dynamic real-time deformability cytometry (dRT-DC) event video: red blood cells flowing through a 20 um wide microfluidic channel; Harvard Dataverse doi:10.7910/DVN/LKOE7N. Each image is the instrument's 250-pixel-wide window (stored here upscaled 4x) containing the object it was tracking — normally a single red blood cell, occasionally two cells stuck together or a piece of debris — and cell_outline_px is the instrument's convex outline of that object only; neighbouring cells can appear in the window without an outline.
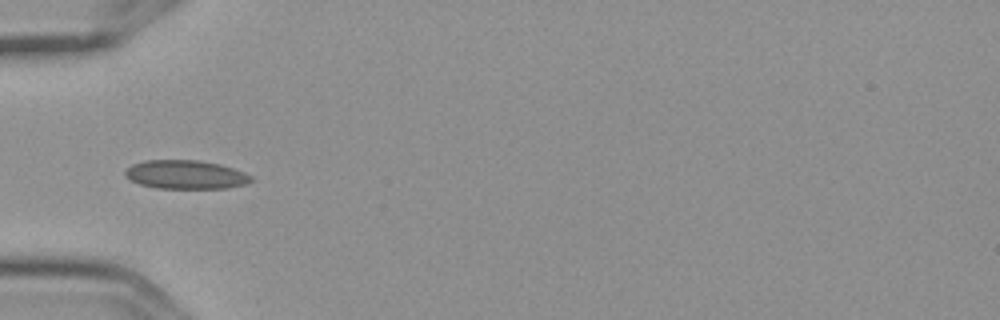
{"species": "Egyptian fruit bat (a non-hibernating species)", "species_latin": "Rousettus aegyptiacus", "temperature_condition": "cold", "stored_images_in_passage": 9, "camera_frame_rate_fps": 3000, "um_per_image_px": 0.085, "frame": {"image": 1, "passage_image": 6, "time_ms": 1.667, "image_size_px": [1000, 320], "cell_outline_px": [[252, 180], [244, 184], [228, 188], [156, 188], [140, 184], [124, 176], [124, 172], [132, 164], [144, 160], [196, 160], [220, 164], [244, 172], [252, 176]], "centroid_in_image_um": [15.76, 14.84], "position_along_channel_um": 69.2, "area_um2": 20.98}}
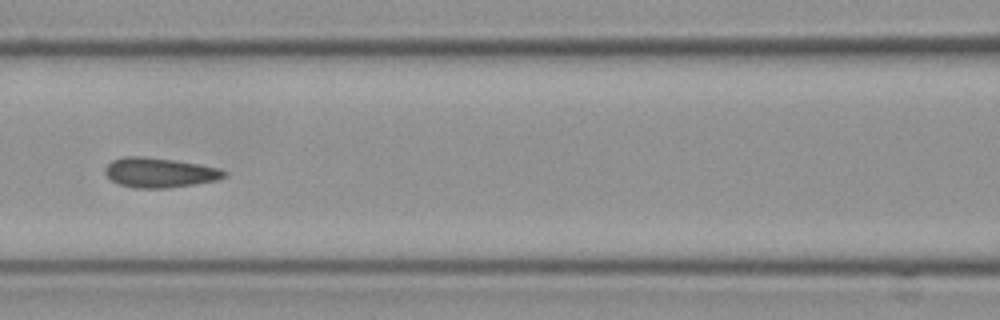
{"frame": {"image": 2, "passage_image": 8, "time_ms": 2.333, "image_size_px": [1000, 320], "cell_outline_px": [[228, 176], [216, 180], [168, 188], [136, 188], [120, 184], [112, 180], [104, 172], [104, 168], [112, 160], [124, 156], [144, 156], [172, 160], [220, 168], [228, 172]], "centroid_in_image_um": [13.56, 14.67], "position_along_channel_um": 153.0, "area_um2": 20.52}}
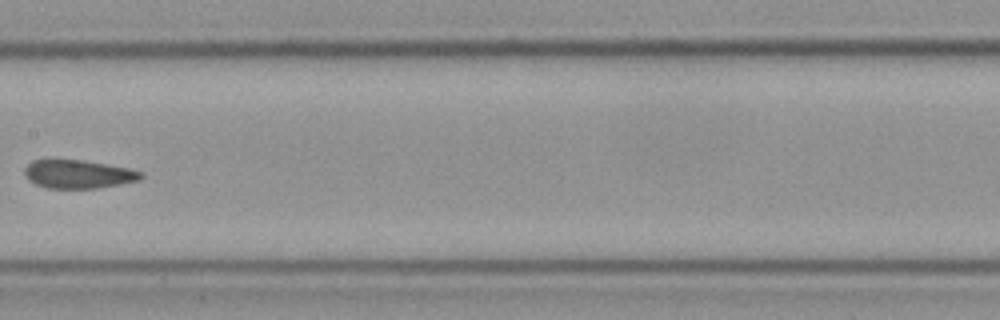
{"frame": {"image": 3, "passage_image": 9, "time_ms": 2.667, "image_size_px": [1000, 320], "cell_outline_px": [[144, 176], [140, 180], [120, 184], [96, 188], [48, 188], [36, 184], [28, 180], [24, 172], [24, 168], [32, 160], [80, 160], [128, 168], [144, 172]], "centroid_in_image_um": [6.66, 14.81], "position_along_channel_um": 200.7, "area_um2": 19.13}}